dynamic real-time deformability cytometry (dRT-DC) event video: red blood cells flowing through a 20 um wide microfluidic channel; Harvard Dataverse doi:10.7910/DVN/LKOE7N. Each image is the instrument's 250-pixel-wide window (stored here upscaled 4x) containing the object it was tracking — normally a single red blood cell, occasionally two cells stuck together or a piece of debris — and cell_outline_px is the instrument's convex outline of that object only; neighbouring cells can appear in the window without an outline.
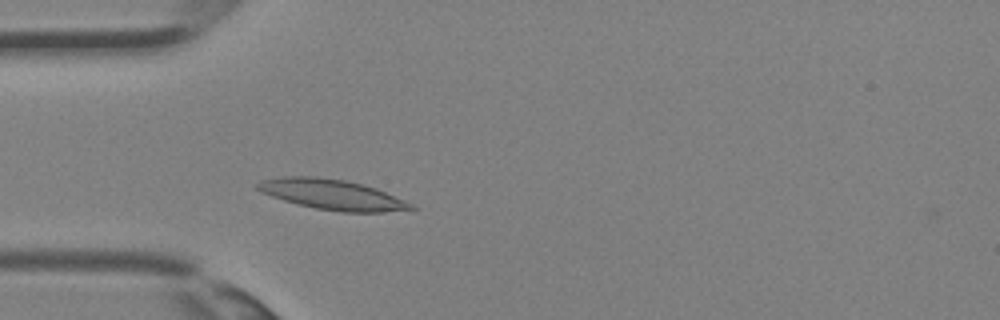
{"species": "Egyptian fruit bat (a non-hibernating species)", "species_latin": "Rousettus aegyptiacus", "temperature_condition": "room temperature", "stored_images_in_passage": 32, "camera_frame_rate_fps": 3000, "um_per_image_px": 0.085, "animal": {"sex": "female"}, "frame": {"image": 1, "passage_image": 7, "time_ms": 2.0, "image_size_px": [1000, 320], "cell_outline_px": [[416, 208], [384, 212], [344, 212], [316, 208], [284, 200], [260, 192], [256, 188], [256, 184], [264, 180], [284, 176], [316, 176], [344, 180], [376, 188], [404, 200], [412, 204]], "centroid_in_image_um": [28.21, 16.53], "position_along_channel_um": 56.8, "area_um2": 26.59}}
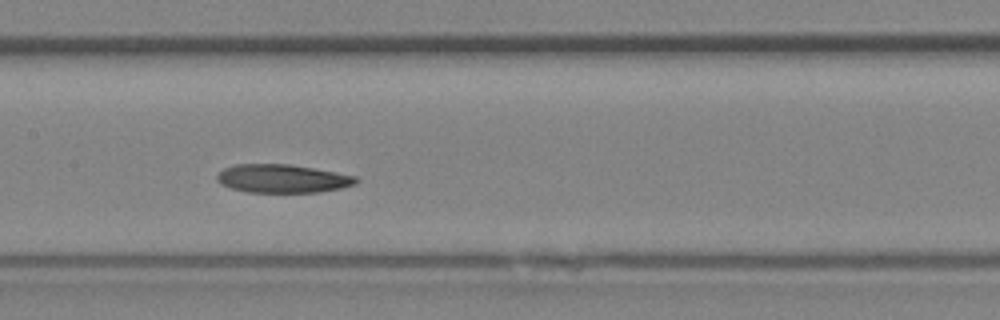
{"frame": {"image": 2, "passage_image": 14, "time_ms": 4.333, "image_size_px": [1000, 320], "cell_outline_px": [[360, 180], [356, 184], [340, 188], [320, 192], [248, 192], [232, 188], [220, 184], [216, 180], [216, 176], [224, 168], [236, 164], [288, 164], [312, 168], [356, 176]], "centroid_in_image_um": [24.0, 15.18], "position_along_channel_um": 183.4, "area_um2": 22.89}}
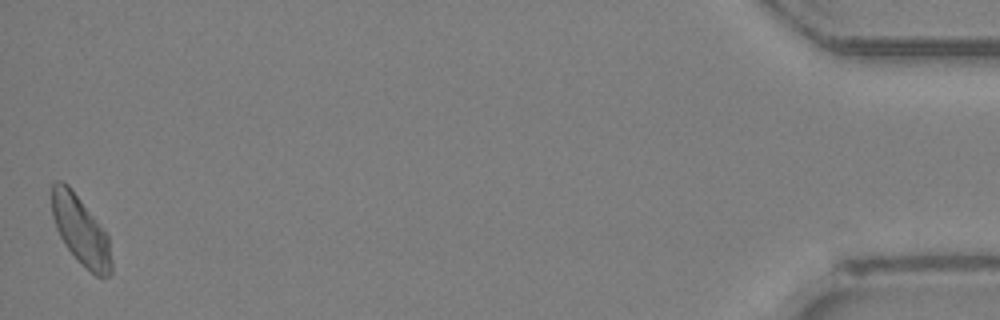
{"frame": {"image": 3, "passage_image": 32, "time_ms": 10.333, "image_size_px": [1000, 320], "cell_outline_px": [[112, 272], [108, 276], [96, 276], [64, 244], [56, 228], [52, 216], [52, 184], [56, 180], [60, 180], [68, 184], [72, 188], [108, 236], [112, 260]], "centroid_in_image_um": [6.85, 19.55], "position_along_channel_um": 428.3, "area_um2": 23.35}}